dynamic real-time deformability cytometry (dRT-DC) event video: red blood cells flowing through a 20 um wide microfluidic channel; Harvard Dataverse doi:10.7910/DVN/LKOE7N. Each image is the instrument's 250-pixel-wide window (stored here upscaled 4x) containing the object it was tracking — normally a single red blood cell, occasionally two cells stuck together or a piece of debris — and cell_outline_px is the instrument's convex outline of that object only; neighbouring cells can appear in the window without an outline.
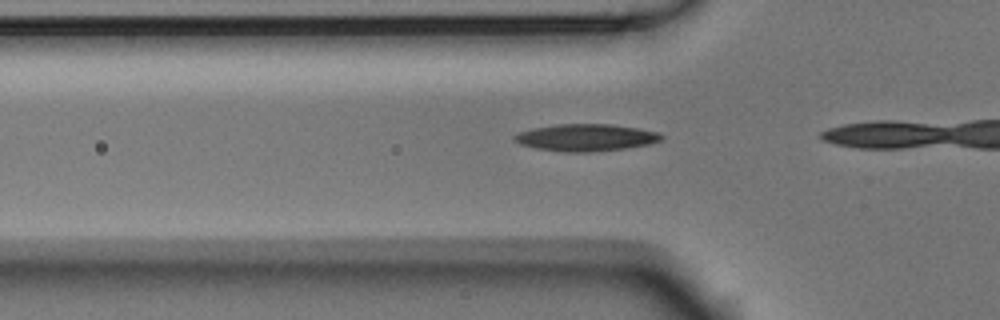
{"species": "Egyptian fruit bat (a non-hibernating species)", "species_latin": "Rousettus aegyptiacus", "temperature_condition": "room temperature", "stored_images_in_passage": 14, "camera_frame_rate_fps": 3000, "um_per_image_px": 0.085, "animal": {"sex": "male"}, "frame": {"image": 1, "passage_image": 12, "time_ms": 3.667, "image_size_px": [1000, 320], "cell_outline_px": [[664, 136], [660, 140], [648, 144], [624, 148], [588, 152], [560, 152], [536, 148], [520, 144], [512, 140], [512, 136], [520, 132], [536, 128], [556, 124], [608, 124], [636, 128], [656, 132]], "centroid_in_image_um": [49.74, 11.69], "position_along_channel_um": 76.1, "area_um2": 22.89}}